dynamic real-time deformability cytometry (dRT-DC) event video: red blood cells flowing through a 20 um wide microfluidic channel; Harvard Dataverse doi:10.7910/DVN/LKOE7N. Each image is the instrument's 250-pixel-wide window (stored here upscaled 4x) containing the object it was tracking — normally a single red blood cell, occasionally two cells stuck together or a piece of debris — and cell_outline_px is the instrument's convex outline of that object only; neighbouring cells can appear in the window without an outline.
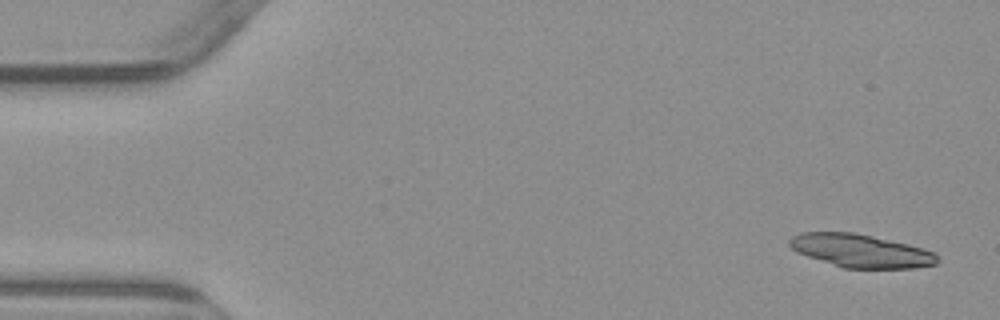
{"species": "common noctule bat (a hibernating species)", "species_latin": "Nyctalus noctula", "temperature_condition": "warm", "stored_images_in_passage": 4, "camera_frame_rate_fps": 3000, "um_per_image_px": 0.085, "animal": {"sex": "male", "body_mass_g": 23.1, "forearm_length_mm": 52.7}, "frame": {"image": 1, "passage_image": 1, "time_ms": 0.0, "image_size_px": [1000, 320], "cell_outline_px": [[940, 260], [936, 264], [912, 268], [844, 268], [796, 252], [788, 244], [788, 240], [792, 236], [800, 232], [852, 232], [872, 236], [908, 244], [936, 252]], "centroid_in_image_um": [73.17, 21.31], "position_along_channel_um": 11.8, "area_um2": 28.5}}